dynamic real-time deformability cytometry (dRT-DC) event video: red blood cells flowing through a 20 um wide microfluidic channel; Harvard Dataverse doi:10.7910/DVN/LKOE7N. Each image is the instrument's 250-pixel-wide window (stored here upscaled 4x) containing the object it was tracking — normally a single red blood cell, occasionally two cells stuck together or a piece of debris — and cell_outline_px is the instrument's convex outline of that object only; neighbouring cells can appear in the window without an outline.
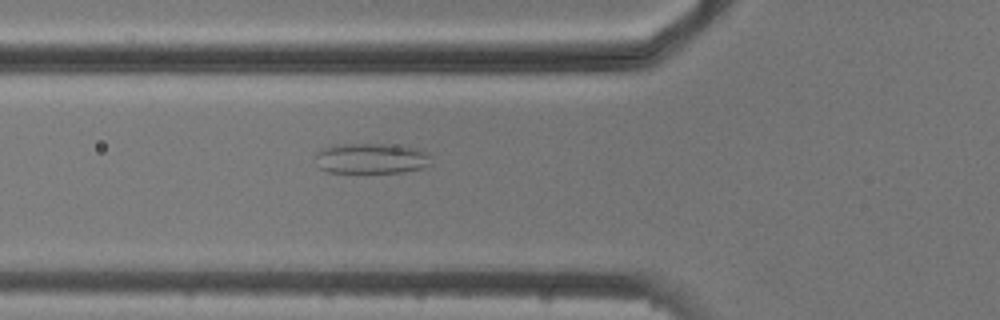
{"species": "common noctule bat (a hibernating species)", "species_latin": "Nyctalus noctula", "temperature_condition": "cold", "stored_images_in_passage": 3, "camera_frame_rate_fps": 3000, "um_per_image_px": 0.085, "animal": {"sex": "male", "body_mass_g": 20.5, "forearm_length_mm": 52.5}, "frame": {"image": 1, "passage_image": 3, "time_ms": 2.0, "image_size_px": [1000, 320], "cell_outline_px": [[432, 164], [420, 168], [404, 172], [328, 172], [320, 168], [316, 164], [316, 152], [332, 144], [388, 144], [420, 148], [428, 152], [432, 156]], "centroid_in_image_um": [31.6, 13.45], "position_along_channel_um": 94.2, "area_um2": 20.87}}